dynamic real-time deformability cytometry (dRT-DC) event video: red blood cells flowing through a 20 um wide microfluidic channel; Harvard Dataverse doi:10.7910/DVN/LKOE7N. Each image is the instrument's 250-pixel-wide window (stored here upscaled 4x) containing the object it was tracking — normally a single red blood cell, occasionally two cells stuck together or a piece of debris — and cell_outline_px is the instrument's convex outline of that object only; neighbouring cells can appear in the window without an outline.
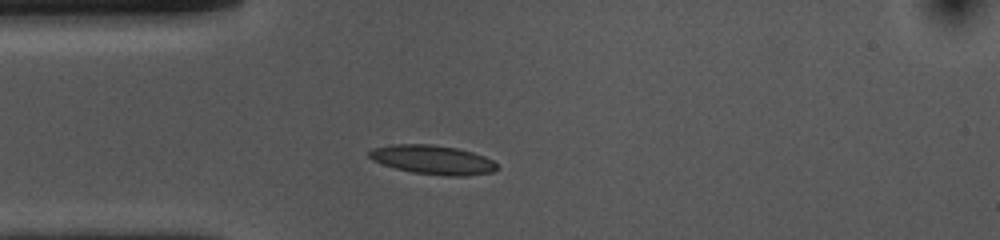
{"species": "common noctule bat (a hibernating species)", "species_latin": "Nyctalus noctula", "temperature_condition": "cold", "stored_images_in_passage": 32, "camera_frame_rate_fps": 3000, "um_per_image_px": 0.085, "animal": {"sex": "female", "body_mass_g": 10.0, "forearm_length_mm": 53.1}, "frame": {"image": 1, "passage_image": 1, "time_ms": 0.0, "image_size_px": [1000, 240], "cell_outline_px": [[496, 168], [492, 172], [468, 176], [444, 176], [412, 172], [396, 168], [372, 160], [368, 156], [368, 152], [372, 148], [392, 144], [432, 144], [456, 148], [472, 152], [484, 156], [492, 160], [496, 164]], "centroid_in_image_um": [36.76, 13.58], "position_along_channel_um": 48.2, "area_um2": 21.62}}
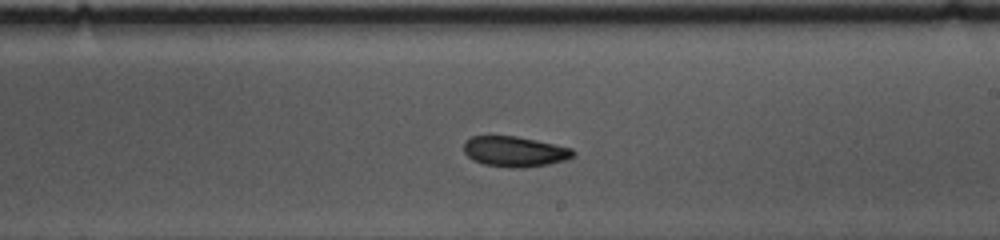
{"frame": {"image": 2, "passage_image": 18, "time_ms": 5.667, "image_size_px": [1000, 240], "cell_outline_px": [[576, 152], [568, 160], [548, 164], [520, 168], [512, 168], [484, 164], [472, 160], [464, 152], [464, 140], [472, 136], [516, 136], [536, 140], [572, 148]], "centroid_in_image_um": [43.75, 12.88], "position_along_channel_um": 245.3, "area_um2": 19.42}}
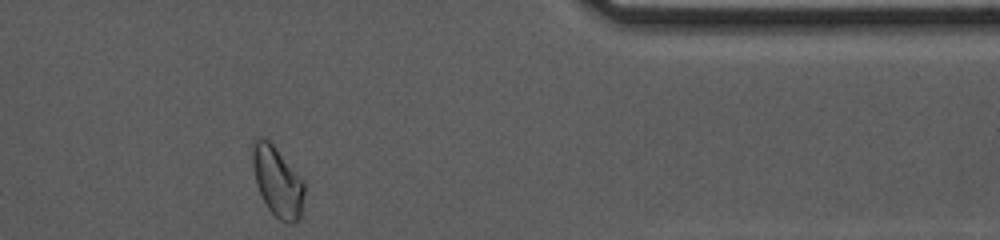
{"frame": {"image": 3, "passage_image": 32, "time_ms": 10.333, "image_size_px": [1000, 240], "cell_outline_px": [[304, 192], [300, 220], [292, 224], [288, 224], [280, 220], [268, 208], [256, 184], [252, 164], [252, 140], [260, 136], [268, 140], [272, 144], [304, 180]], "centroid_in_image_um": [23.58, 15.43], "position_along_channel_um": 387.8, "area_um2": 21.15}, "authors_computed_cell_mechanics": {"area_um2": 19.6809, "velocity_mm_per_s": 3.6041, "shape_relaxation_time_tau1_ms": 2.5429, "shape_relaxation_time_tau2_ms": 4.9587, "deformation_change_tau1": 0.1105, "deformation_change_tau2": 0.1049}}